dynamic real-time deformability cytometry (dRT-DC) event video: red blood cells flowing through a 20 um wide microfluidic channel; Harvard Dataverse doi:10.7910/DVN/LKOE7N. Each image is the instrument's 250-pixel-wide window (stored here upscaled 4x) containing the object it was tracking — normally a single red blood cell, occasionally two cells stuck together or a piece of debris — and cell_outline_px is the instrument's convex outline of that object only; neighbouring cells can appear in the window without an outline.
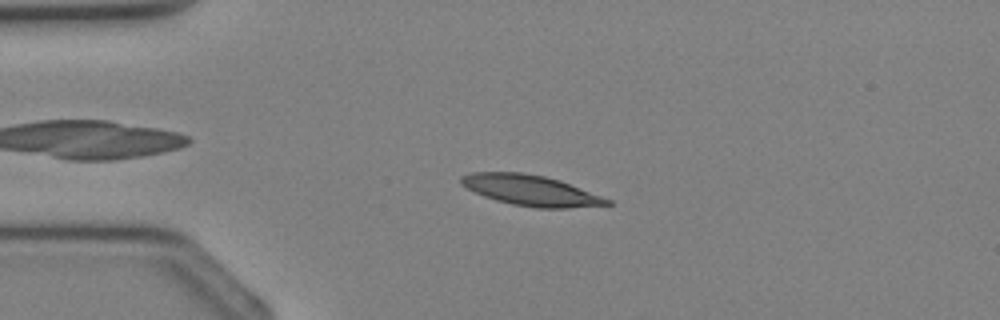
{"species": "Egyptian fruit bat (a non-hibernating species)", "species_latin": "Rousettus aegyptiacus", "temperature_condition": "cold", "stored_images_in_passage": 29, "camera_frame_rate_fps": 3000, "um_per_image_px": 0.085, "animal": {"sex": "female"}, "frame": {"image": 1, "passage_image": 1, "time_ms": 0.0, "image_size_px": [1000, 320], "cell_outline_px": [[612, 204], [568, 208], [536, 208], [512, 204], [496, 200], [484, 196], [460, 184], [460, 176], [472, 172], [524, 172], [544, 176], [560, 180], [612, 200]], "centroid_in_image_um": [45.11, 16.18], "position_along_channel_um": 39.9, "area_um2": 25.95}}
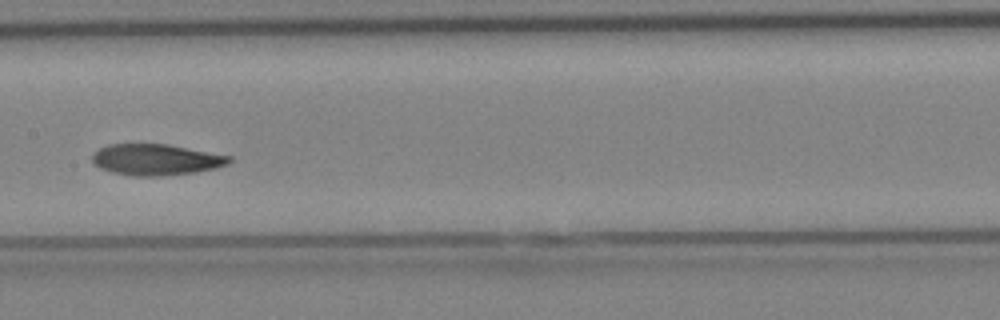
{"frame": {"image": 2, "passage_image": 11, "time_ms": 3.333, "image_size_px": [1000, 320], "cell_outline_px": [[232, 160], [228, 164], [216, 168], [196, 172], [160, 176], [132, 176], [112, 172], [100, 168], [92, 164], [92, 156], [100, 148], [108, 144], [168, 144], [232, 156]], "centroid_in_image_um": [13.27, 13.57], "position_along_channel_um": 194.1, "area_um2": 24.97}}
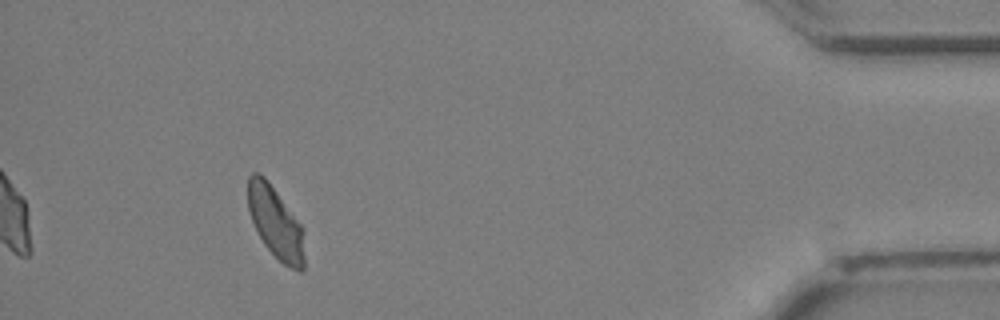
{"frame": {"image": 3, "passage_image": 26, "time_ms": 8.333, "image_size_px": [1000, 320], "cell_outline_px": [[304, 268], [300, 272], [284, 264], [264, 244], [252, 220], [248, 208], [248, 176], [252, 172], [260, 172], [268, 180], [304, 228]], "centroid_in_image_um": [23.44, 18.89], "position_along_channel_um": 411.8, "area_um2": 23.58}}